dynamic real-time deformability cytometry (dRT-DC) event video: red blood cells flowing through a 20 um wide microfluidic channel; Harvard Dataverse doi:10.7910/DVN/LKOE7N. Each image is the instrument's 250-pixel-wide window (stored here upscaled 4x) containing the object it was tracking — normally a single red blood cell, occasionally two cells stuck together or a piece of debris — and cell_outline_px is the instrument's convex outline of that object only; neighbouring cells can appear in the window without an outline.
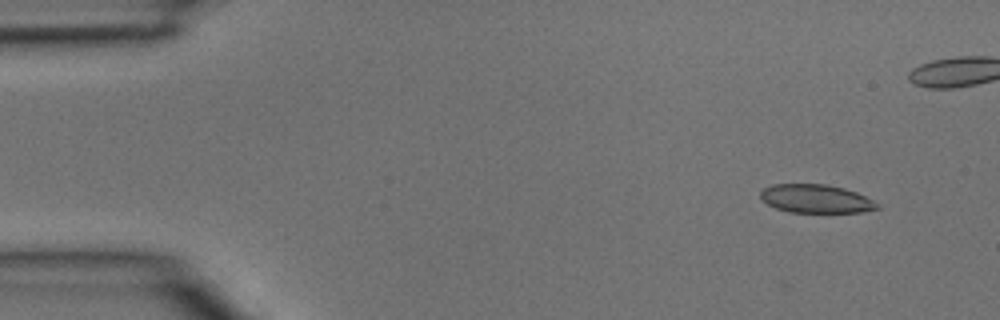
{"species": "common noctule bat (a hibernating species)", "species_latin": "Nyctalus noctula", "temperature_condition": "room temperature", "stored_images_in_passage": 4, "camera_frame_rate_fps": 3000, "um_per_image_px": 0.085, "animal": {"sex": "male", "body_mass_g": 15.6}, "frame": {"image": 1, "passage_image": 2, "time_ms": 0.333, "image_size_px": [1000, 320], "cell_outline_px": [[880, 208], [860, 212], [788, 212], [776, 208], [768, 204], [760, 196], [760, 192], [764, 188], [772, 184], [824, 184], [844, 188], [856, 192], [880, 204]], "centroid_in_image_um": [69.36, 16.89], "position_along_channel_um": 15.6, "area_um2": 19.25}}